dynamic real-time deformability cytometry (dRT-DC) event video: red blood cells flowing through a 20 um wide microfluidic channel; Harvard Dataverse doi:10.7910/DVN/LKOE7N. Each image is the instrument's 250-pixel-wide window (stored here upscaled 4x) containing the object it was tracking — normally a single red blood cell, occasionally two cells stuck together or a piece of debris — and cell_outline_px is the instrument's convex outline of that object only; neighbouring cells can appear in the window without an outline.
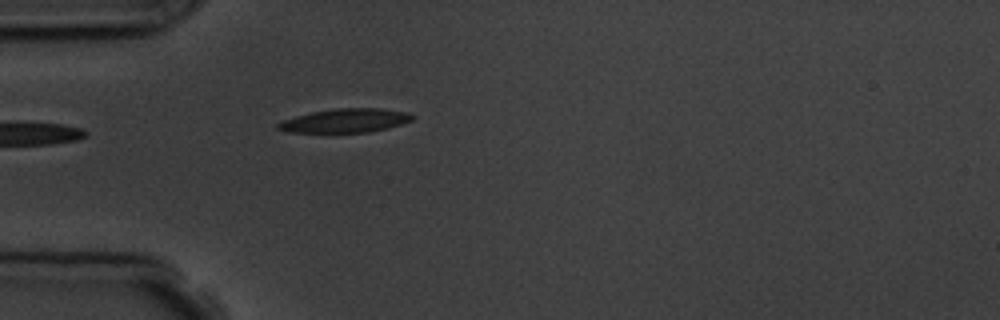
{"species": "common noctule bat (a hibernating species)", "species_latin": "Nyctalus noctula", "temperature_condition": "room temperature", "stored_images_in_passage": 3, "camera_frame_rate_fps": 3000, "um_per_image_px": 0.085, "animal": {"sex": "male", "body_mass_g": 19.5, "forearm_length_mm": 54.6}, "frame": {"image": 1, "passage_image": 3, "time_ms": 3.0, "image_size_px": [1000, 320], "cell_outline_px": [[416, 116], [412, 120], [388, 128], [368, 132], [284, 132], [276, 128], [276, 124], [284, 120], [296, 116], [312, 112], [336, 108], [380, 108], [408, 112]], "centroid_in_image_um": [29.36, 10.25], "position_along_channel_um": 55.6, "area_um2": 18.61}}